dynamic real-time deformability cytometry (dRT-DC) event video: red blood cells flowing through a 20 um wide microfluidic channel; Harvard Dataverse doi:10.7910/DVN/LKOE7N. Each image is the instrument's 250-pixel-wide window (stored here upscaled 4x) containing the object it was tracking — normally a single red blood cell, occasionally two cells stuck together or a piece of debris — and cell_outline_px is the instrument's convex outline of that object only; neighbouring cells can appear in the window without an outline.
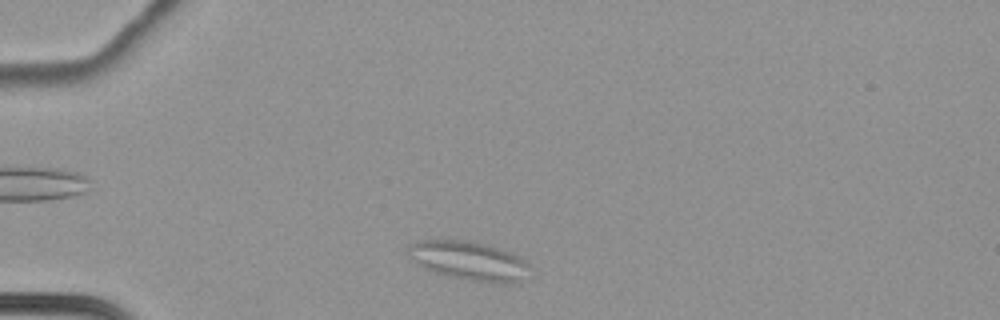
{"species": "common noctule bat (a hibernating species)", "species_latin": "Nyctalus noctula", "temperature_condition": "cold", "stored_images_in_passage": 42, "camera_frame_rate_fps": 3000, "um_per_image_px": 0.085, "animal": {"sex": "female", "body_mass_g": 22.7, "forearm_length_mm": 54.2}, "frame": {"image": 1, "passage_image": 3, "time_ms": 0.667, "image_size_px": [1000, 320], "cell_outline_px": [[532, 268], [512, 284], [500, 284], [472, 280], [448, 276], [424, 268], [412, 260], [408, 256], [408, 244], [416, 240], [468, 240], [488, 244], [512, 252], [520, 256]], "centroid_in_image_um": [39.85, 22.14], "position_along_channel_um": 45.2, "area_um2": 27.74}}
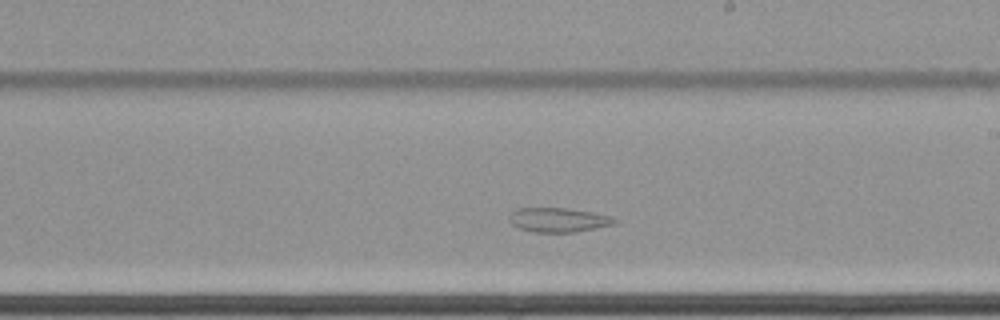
{"frame": {"image": 2, "passage_image": 24, "time_ms": 7.667, "image_size_px": [1000, 320], "cell_outline_px": [[620, 220], [616, 224], [576, 232], [532, 232], [520, 228], [512, 224], [512, 212], [516, 208], [564, 208], [592, 212], [612, 216]], "centroid_in_image_um": [47.55, 18.69], "position_along_channel_um": 241.4, "area_um2": 14.85}}
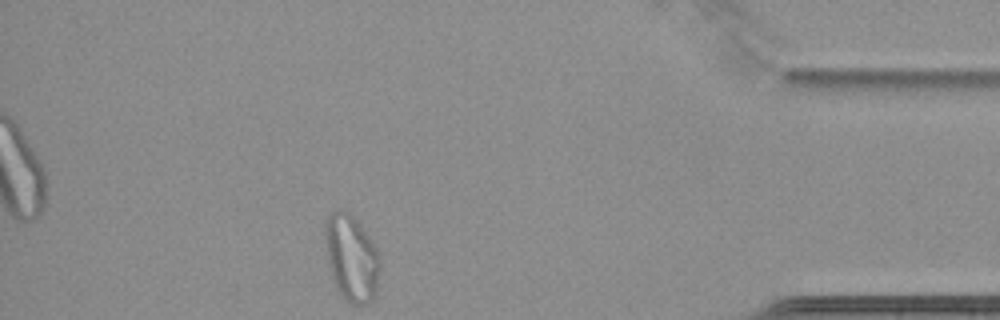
{"frame": {"image": 3, "passage_image": 42, "time_ms": 13.667, "image_size_px": [1000, 320], "cell_outline_px": [[380, 268], [376, 288], [372, 300], [368, 304], [352, 304], [344, 300], [336, 288], [332, 280], [328, 264], [324, 240], [324, 220], [332, 212], [340, 208], [348, 212], [360, 224], [372, 240], [380, 252]], "centroid_in_image_um": [29.86, 21.91], "position_along_channel_um": 405.3, "area_um2": 28.21}}